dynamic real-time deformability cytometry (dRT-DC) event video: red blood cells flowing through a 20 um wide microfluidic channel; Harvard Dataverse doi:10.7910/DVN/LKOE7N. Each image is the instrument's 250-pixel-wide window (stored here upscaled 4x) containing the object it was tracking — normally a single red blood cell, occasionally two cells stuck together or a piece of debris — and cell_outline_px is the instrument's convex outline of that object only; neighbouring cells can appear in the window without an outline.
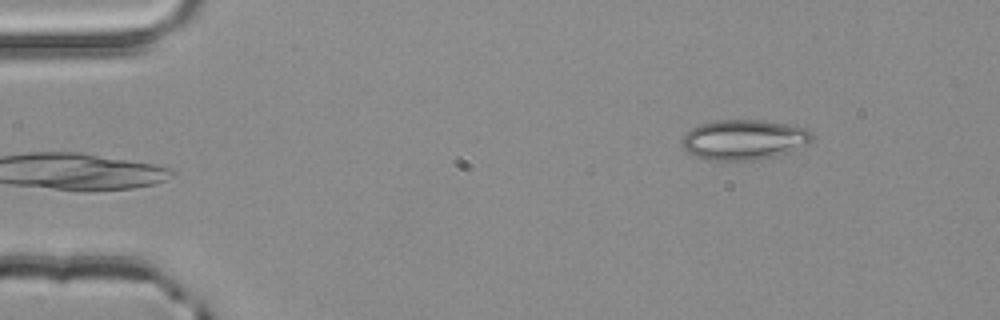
{"species": "common noctule bat (a hibernating species)", "species_latin": "Nyctalus noctula", "temperature_condition": "room temperature", "stored_images_in_passage": 4, "camera_frame_rate_fps": 3000, "um_per_image_px": 0.085, "animal": {"sex": "male", "body_mass_g": 20.4}, "frame": {"image": 1, "passage_image": 4, "time_ms": 1.0, "image_size_px": [1000, 320], "cell_outline_px": [[812, 140], [808, 144], [788, 152], [756, 160], [708, 160], [696, 156], [688, 152], [680, 144], [684, 136], [692, 128], [700, 124], [712, 120], [760, 120], [788, 124], [804, 128], [812, 132]], "centroid_in_image_um": [63.22, 11.87], "position_along_channel_um": 21.8, "area_um2": 30.29}}